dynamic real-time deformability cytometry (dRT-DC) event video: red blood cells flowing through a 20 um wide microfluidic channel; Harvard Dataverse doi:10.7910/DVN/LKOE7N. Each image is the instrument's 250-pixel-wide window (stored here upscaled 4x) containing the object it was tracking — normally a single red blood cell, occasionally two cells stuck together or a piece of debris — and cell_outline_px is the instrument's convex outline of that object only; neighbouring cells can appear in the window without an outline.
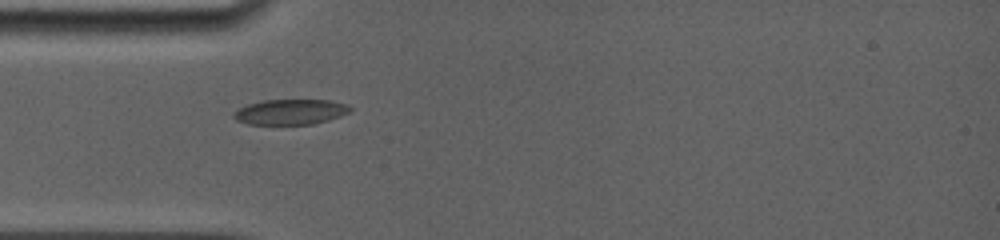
{"species": "common noctule bat (a hibernating species)", "species_latin": "Nyctalus noctula", "temperature_condition": "room temperature", "stored_images_in_passage": 28, "camera_frame_rate_fps": 5000, "um_per_image_px": 0.085, "animal": {"sex": "female", "body_mass_g": 19.0, "forearm_length_mm": 56.7}, "frame": {"image": 1, "passage_image": 1, "time_ms": 0.0, "image_size_px": [1000, 240], "cell_outline_px": [[352, 112], [328, 120], [312, 124], [248, 124], [236, 120], [232, 116], [232, 112], [248, 104], [264, 100], [328, 100], [348, 104], [352, 108]], "centroid_in_image_um": [24.7, 9.51], "position_along_channel_um": 60.3, "area_um2": 17.22}}
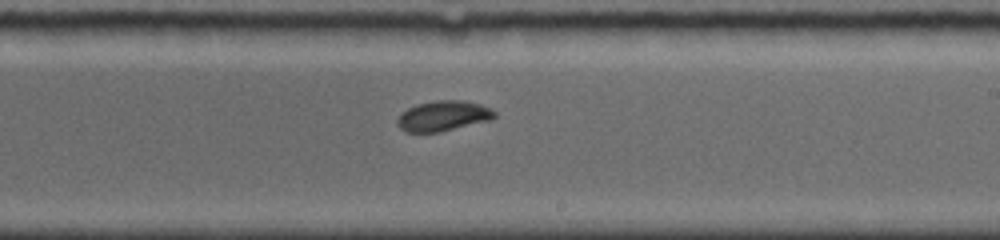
{"frame": {"image": 2, "passage_image": 13, "time_ms": 5.0, "image_size_px": [1000, 240], "cell_outline_px": [[496, 116], [492, 120], [440, 132], [408, 132], [400, 128], [396, 124], [396, 120], [408, 108], [416, 104], [440, 100], [460, 100], [480, 104], [492, 108], [496, 112]], "centroid_in_image_um": [37.71, 9.86], "position_along_channel_um": 251.3, "area_um2": 17.17}}
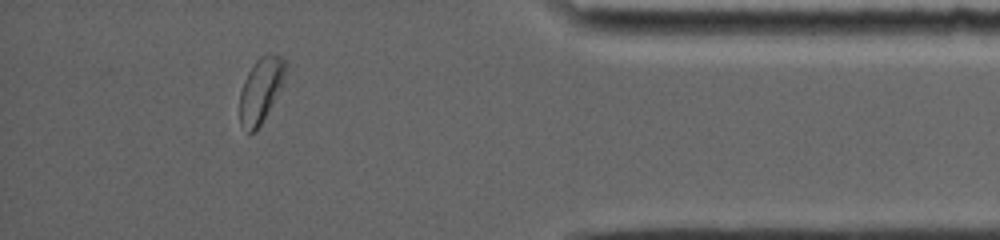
{"frame": {"image": 3, "passage_image": 24, "time_ms": 9.8, "image_size_px": [1000, 240], "cell_outline_px": [[288, 68], [280, 88], [256, 132], [248, 132], [240, 124], [240, 92], [244, 80], [248, 72], [256, 60], [260, 56], [272, 52], [280, 56], [288, 64]], "centroid_in_image_um": [22.17, 7.61], "position_along_channel_um": 413.0, "area_um2": 17.17}, "authors_computed_cell_mechanics": {"area_um2": 17.2244, "velocity_mm_per_s": 3.8347, "shape_relaxation_time_tau1_ms": 4.8288, "shape_relaxation_time_tau2_ms": 1.1773, "deformation_change_tau1": 0.1401, "deformation_change_tau2": 0.0355}}